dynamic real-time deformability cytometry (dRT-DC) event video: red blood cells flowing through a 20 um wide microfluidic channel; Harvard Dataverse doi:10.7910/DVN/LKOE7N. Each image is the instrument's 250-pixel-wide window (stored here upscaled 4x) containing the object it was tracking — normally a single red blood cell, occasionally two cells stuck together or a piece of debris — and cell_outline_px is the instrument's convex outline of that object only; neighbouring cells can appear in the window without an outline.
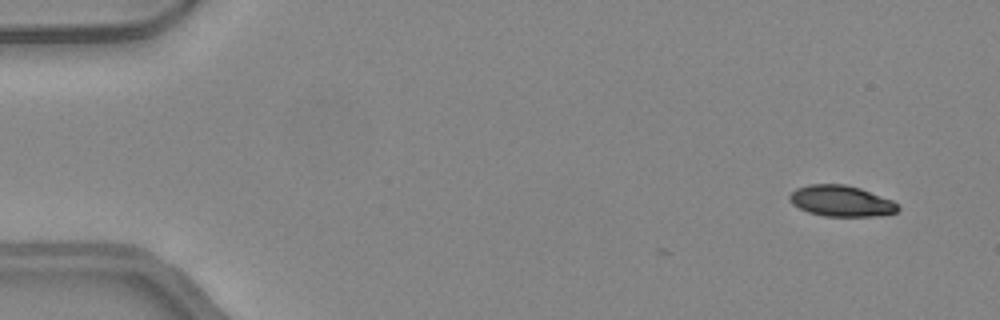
{"species": "common noctule bat (a hibernating species)", "species_latin": "Nyctalus noctula", "temperature_condition": "warm", "stored_images_in_passage": 7, "camera_frame_rate_fps": 3000, "um_per_image_px": 0.085, "animal": {"sex": "female", "body_mass_g": 24.6, "forearm_length_mm": 56.2}, "frame": {"image": 1, "passage_image": 2, "time_ms": 0.333, "image_size_px": [1000, 320], "cell_outline_px": [[900, 208], [896, 212], [876, 216], [824, 216], [808, 212], [792, 204], [788, 200], [788, 196], [796, 188], [808, 184], [844, 184], [860, 188], [892, 200]], "centroid_in_image_um": [71.46, 17.08], "position_along_channel_um": 13.5, "area_um2": 19.54}}